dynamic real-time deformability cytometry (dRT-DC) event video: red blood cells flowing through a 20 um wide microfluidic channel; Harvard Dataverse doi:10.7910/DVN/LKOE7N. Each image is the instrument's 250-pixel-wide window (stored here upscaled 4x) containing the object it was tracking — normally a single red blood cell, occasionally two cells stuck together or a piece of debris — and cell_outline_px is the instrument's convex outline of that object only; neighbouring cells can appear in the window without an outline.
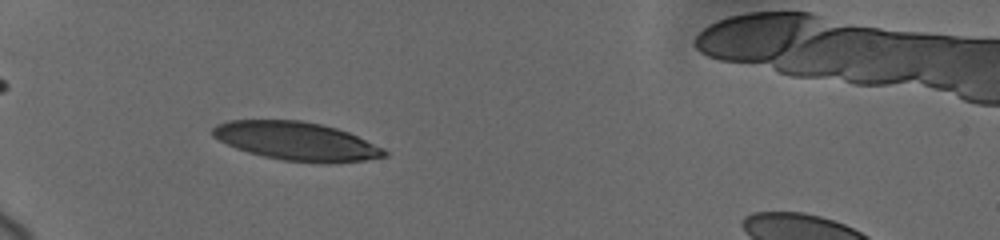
{"species": "human", "species_latin": "Homo sapiens", "temperature_condition": "cold", "stored_images_in_passage": 11, "camera_frame_rate_fps": 3000, "um_per_image_px": 0.085, "donor": {"sex": "female"}, "frame": {"image": 1, "passage_image": 8, "time_ms": 2.667, "image_size_px": [1000, 240], "cell_outline_px": [[388, 156], [364, 160], [284, 160], [264, 156], [248, 152], [236, 148], [212, 136], [212, 128], [216, 124], [228, 120], [300, 120], [320, 124], [336, 128], [348, 132], [384, 148], [388, 152]], "centroid_in_image_um": [25.14, 11.95], "position_along_channel_um": 59.9, "area_um2": 37.28}}
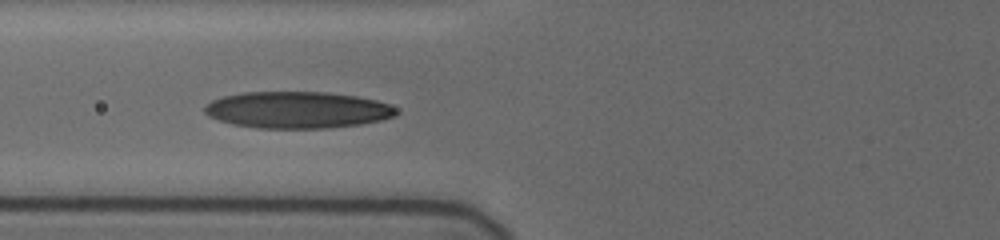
{"frame": {"image": 2, "passage_image": 10, "time_ms": 4.333, "image_size_px": [1000, 240], "cell_outline_px": [[396, 116], [380, 120], [360, 124], [324, 128], [256, 128], [232, 124], [208, 116], [204, 112], [204, 104], [212, 100], [224, 96], [244, 92], [324, 92], [356, 96], [376, 100], [388, 104], [396, 108]], "centroid_in_image_um": [25.24, 9.34], "position_along_channel_um": 100.6, "area_um2": 40.86}}
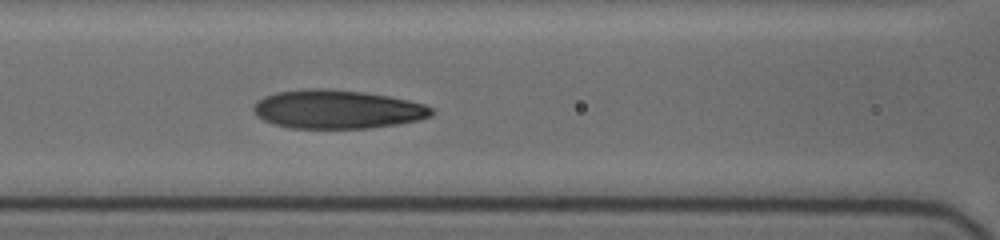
{"frame": {"image": 3, "passage_image": 11, "time_ms": 5.333, "image_size_px": [1000, 240], "cell_outline_px": [[432, 116], [420, 120], [396, 124], [368, 128], [292, 128], [276, 124], [264, 120], [256, 116], [252, 108], [256, 100], [264, 96], [276, 92], [308, 88], [324, 88], [364, 92], [388, 96], [408, 100], [424, 104], [432, 108]], "centroid_in_image_um": [28.64, 9.28], "position_along_channel_um": 138.0, "area_um2": 40.17}}